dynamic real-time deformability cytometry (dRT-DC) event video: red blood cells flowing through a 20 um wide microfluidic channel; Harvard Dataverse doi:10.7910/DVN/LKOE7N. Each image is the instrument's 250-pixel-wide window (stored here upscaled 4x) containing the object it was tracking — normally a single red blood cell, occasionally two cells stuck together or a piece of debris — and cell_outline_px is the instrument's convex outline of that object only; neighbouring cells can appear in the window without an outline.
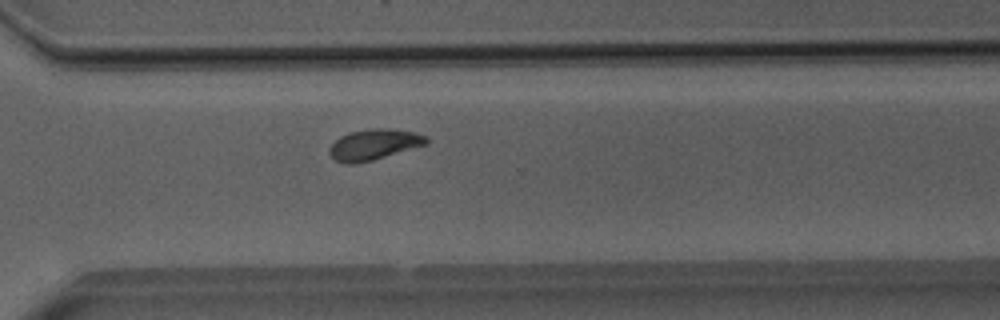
{"species": "Egyptian fruit bat (a non-hibernating species)", "species_latin": "Rousettus aegyptiacus", "temperature_condition": "room temperature", "stored_images_in_passage": 32, "camera_frame_rate_fps": 3000, "um_per_image_px": 0.085, "animal": {"sex": "male"}, "frame": {"image": 1, "passage_image": 23, "time_ms": 7.333, "image_size_px": [1000, 320], "cell_outline_px": [[428, 144], [372, 160], [352, 164], [348, 164], [336, 160], [328, 152], [328, 148], [340, 136], [352, 132], [372, 128], [388, 128], [412, 132], [428, 136]], "centroid_in_image_um": [31.8, 12.28], "position_along_channel_um": 338.8, "area_um2": 17.17}, "authors_computed_cell_mechanics": {"area_um2": 17.1666, "velocity_mm_per_s": 3.9629, "shape_relaxation_time_tau1_ms": 4.4317, "shape_relaxation_time_tau2_ms": 2.673, "deformation_change_tau1": 0.1399, "deformation_change_tau2": 0.0725}}